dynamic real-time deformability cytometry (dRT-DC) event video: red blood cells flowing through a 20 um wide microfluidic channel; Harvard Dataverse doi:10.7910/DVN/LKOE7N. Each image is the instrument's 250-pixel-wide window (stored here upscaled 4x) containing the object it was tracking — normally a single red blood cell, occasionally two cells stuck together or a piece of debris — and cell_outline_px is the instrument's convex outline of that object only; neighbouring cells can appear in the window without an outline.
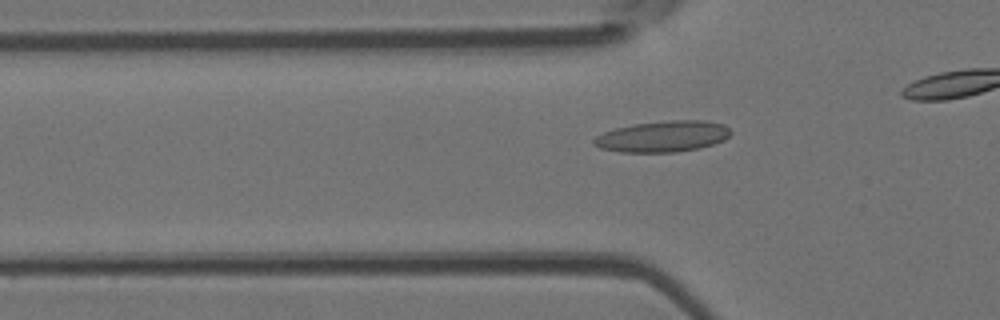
{"species": "Egyptian fruit bat (a non-hibernating species)", "species_latin": "Rousettus aegyptiacus", "temperature_condition": "room temperature", "stored_images_in_passage": 42, "camera_frame_rate_fps": 3000, "um_per_image_px": 0.085, "animal": {"sex": "female"}, "frame": {"image": 1, "passage_image": 17, "time_ms": 5.333, "image_size_px": [1000, 320], "cell_outline_px": [[732, 132], [724, 140], [700, 148], [676, 152], [620, 152], [600, 148], [592, 144], [592, 140], [596, 136], [604, 132], [616, 128], [632, 124], [672, 120], [704, 120], [724, 124]], "centroid_in_image_um": [56.33, 11.59], "position_along_channel_um": 69.5, "area_um2": 24.85}}
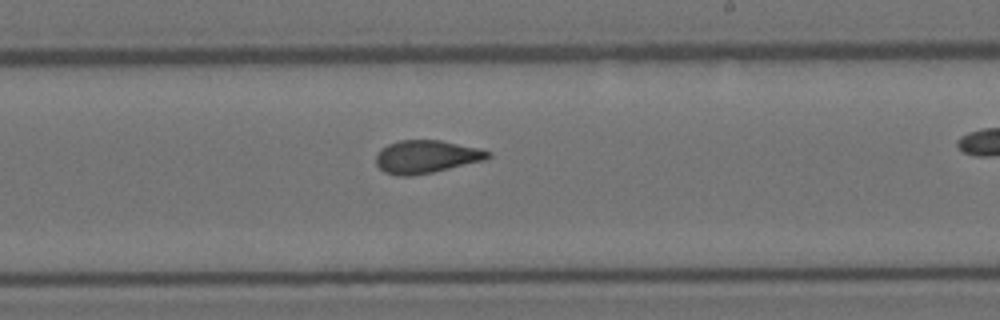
{"frame": {"image": 2, "passage_image": 31, "time_ms": 10.0, "image_size_px": [1000, 320], "cell_outline_px": [[492, 156], [484, 160], [432, 172], [412, 176], [396, 176], [384, 172], [376, 164], [376, 156], [380, 148], [388, 144], [400, 140], [440, 140], [476, 148], [492, 152]], "centroid_in_image_um": [36.19, 13.32], "position_along_channel_um": 252.8, "area_um2": 21.39}}
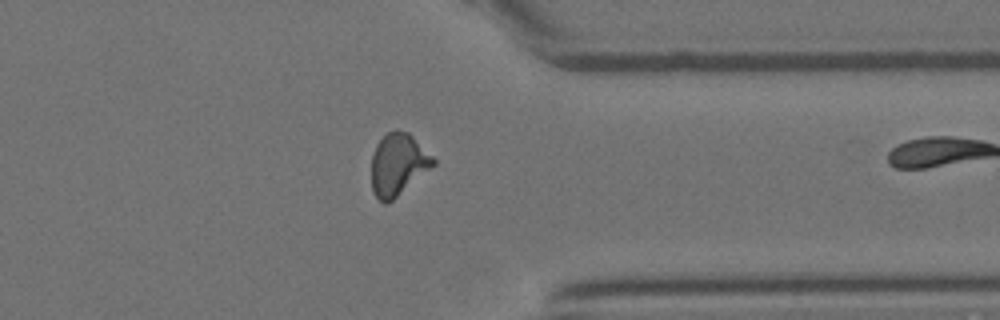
{"frame": {"image": 3, "passage_image": 41, "time_ms": 13.333, "image_size_px": [1000, 320], "cell_outline_px": [[436, 164], [388, 204], [384, 204], [372, 192], [372, 156], [376, 144], [388, 132], [396, 128], [408, 132], [436, 160]], "centroid_in_image_um": [33.83, 13.98], "position_along_channel_um": 377.6, "area_um2": 22.25}}